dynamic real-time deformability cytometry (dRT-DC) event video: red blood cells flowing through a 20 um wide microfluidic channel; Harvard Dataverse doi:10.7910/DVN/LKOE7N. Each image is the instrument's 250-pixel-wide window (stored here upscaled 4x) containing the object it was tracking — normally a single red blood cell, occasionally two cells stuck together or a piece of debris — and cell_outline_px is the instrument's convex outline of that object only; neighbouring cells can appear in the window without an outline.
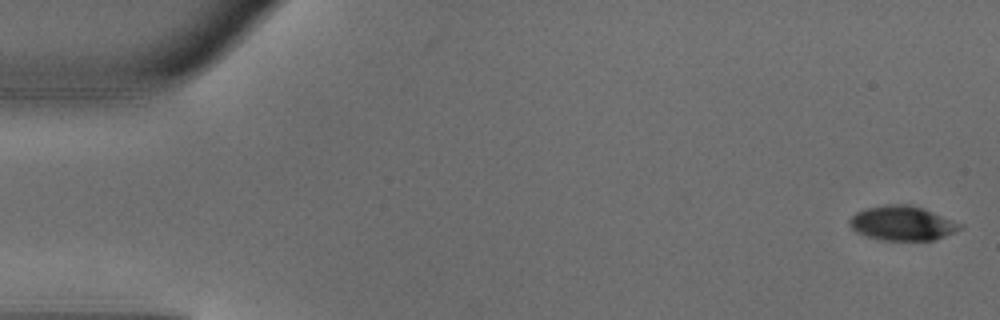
{"species": "common noctule bat (a hibernating species)", "species_latin": "Nyctalus noctula", "temperature_condition": "warm", "stored_images_in_passage": 48, "camera_frame_rate_fps": 3000, "um_per_image_px": 0.085, "animal": {"sex": "male", "body_mass_g": 18.8}, "frame": {"image": 1, "passage_image": 1, "time_ms": 0.0, "image_size_px": [1000, 320], "cell_outline_px": [[964, 228], [956, 232], [932, 240], [880, 240], [856, 232], [848, 224], [848, 220], [856, 212], [864, 208], [884, 204], [908, 204], [924, 208], [964, 224]], "centroid_in_image_um": [76.71, 18.96], "position_along_channel_um": 8.3, "area_um2": 22.48}}
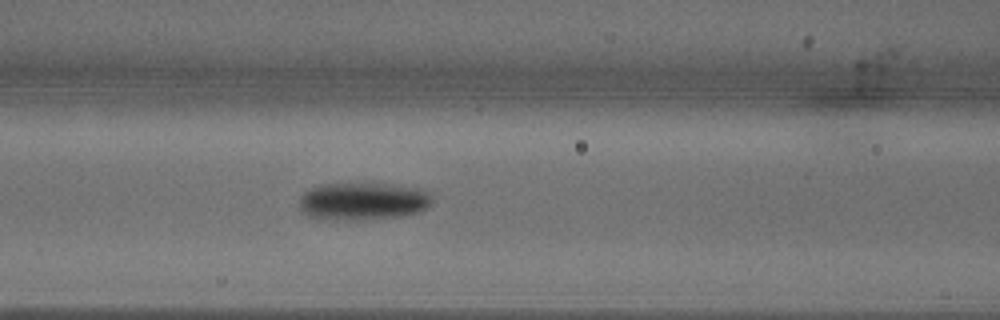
{"frame": {"image": 2, "passage_image": 20, "time_ms": 6.333, "image_size_px": [1000, 320], "cell_outline_px": [[432, 204], [428, 208], [420, 212], [404, 216], [368, 220], [320, 220], [308, 216], [300, 208], [300, 196], [308, 188], [320, 184], [368, 180], [396, 184], [420, 188], [432, 192]], "centroid_in_image_um": [30.89, 17.06], "position_along_channel_um": 135.7, "area_um2": 31.1}}
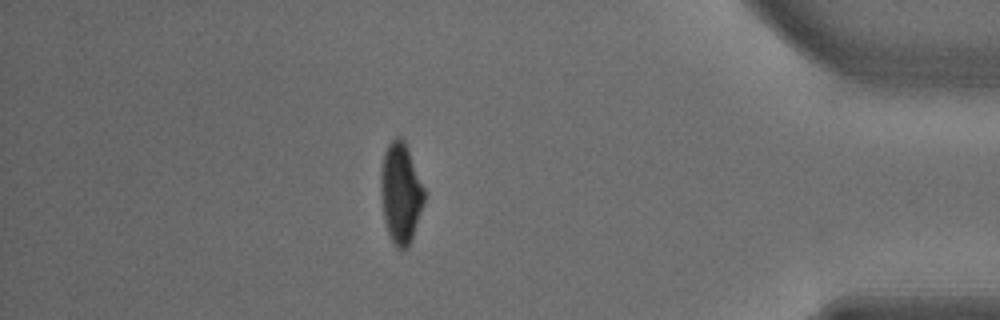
{"frame": {"image": 3, "passage_image": 42, "time_ms": 13.667, "image_size_px": [1000, 320], "cell_outline_px": [[424, 200], [408, 248], [400, 252], [396, 248], [388, 232], [384, 220], [380, 188], [380, 172], [384, 152], [388, 144], [396, 136], [400, 136], [404, 140], [424, 188]], "centroid_in_image_um": [34.03, 16.41], "position_along_channel_um": 401.2, "area_um2": 25.2}, "authors_computed_cell_mechanics": {"area_um2": 26.4435, "velocity_mm_per_s": 4.1657, "shape_relaxation_time_tau1_ms": 2.6669, "shape_relaxation_time_tau2_ms": 8.1686, "deformation_change_tau1": 0.1624, "deformation_change_tau2": 0.1162}}